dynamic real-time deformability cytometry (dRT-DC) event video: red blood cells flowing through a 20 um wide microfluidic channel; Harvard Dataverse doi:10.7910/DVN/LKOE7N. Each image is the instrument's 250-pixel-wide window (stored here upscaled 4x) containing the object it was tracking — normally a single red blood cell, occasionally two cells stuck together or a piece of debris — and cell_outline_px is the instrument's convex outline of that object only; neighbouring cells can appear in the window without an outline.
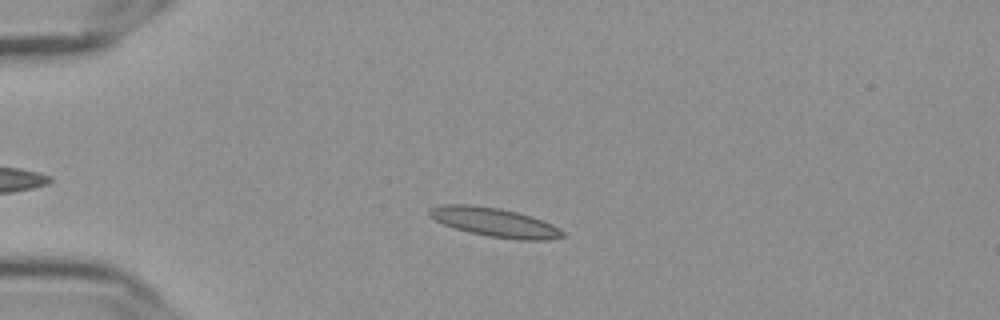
{"species": "Egyptian fruit bat (a non-hibernating species)", "species_latin": "Rousettus aegyptiacus", "temperature_condition": "cold", "stored_images_in_passage": 43, "camera_frame_rate_fps": 3000, "um_per_image_px": 0.085, "frame": {"image": 1, "passage_image": 12, "time_ms": 3.667, "image_size_px": [1000, 320], "cell_outline_px": [[564, 236], [548, 240], [520, 240], [488, 236], [456, 228], [444, 224], [428, 216], [428, 208], [444, 204], [468, 204], [500, 208], [516, 212], [552, 224], [560, 228], [564, 232]], "centroid_in_image_um": [42.02, 18.89], "position_along_channel_um": 43.0, "area_um2": 22.25}}
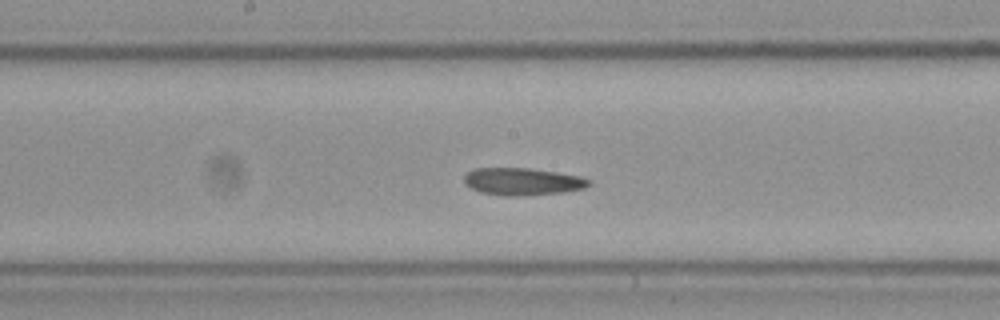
{"frame": {"image": 2, "passage_image": 28, "time_ms": 9.0, "image_size_px": [1000, 320], "cell_outline_px": [[592, 184], [584, 188], [564, 192], [524, 196], [504, 196], [480, 192], [464, 184], [464, 176], [472, 168], [528, 168], [556, 172], [580, 176], [592, 180]], "centroid_in_image_um": [44.42, 15.43], "position_along_channel_um": 203.8, "area_um2": 20.06}}
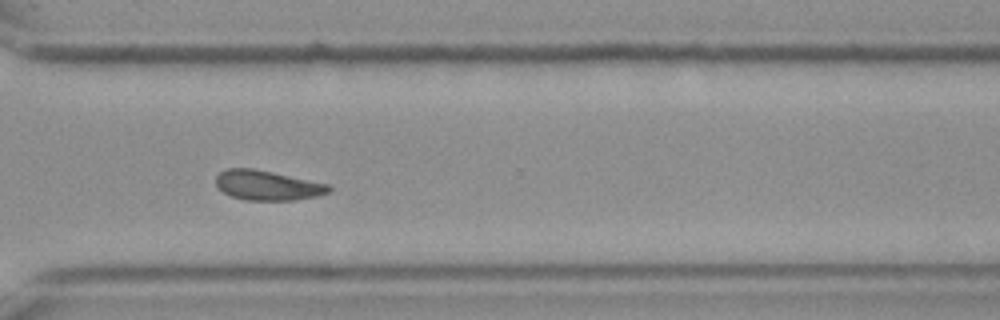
{"frame": {"image": 3, "passage_image": 40, "time_ms": 13.0, "image_size_px": [1000, 320], "cell_outline_px": [[332, 188], [328, 192], [316, 196], [296, 200], [244, 200], [232, 196], [224, 192], [216, 184], [216, 176], [224, 168], [252, 168], [272, 172], [328, 184]], "centroid_in_image_um": [22.71, 15.75], "position_along_channel_um": 347.9, "area_um2": 19.42}, "authors_computed_cell_mechanics": {"area_um2": 20.0566, "velocity_mm_per_s": 3.6046, "shape_relaxation_time_tau1_ms": null, "shape_relaxation_time_tau2_ms": 4.2716, "deformation_change_tau1": null, "deformation_change_tau2": 0.1042}}